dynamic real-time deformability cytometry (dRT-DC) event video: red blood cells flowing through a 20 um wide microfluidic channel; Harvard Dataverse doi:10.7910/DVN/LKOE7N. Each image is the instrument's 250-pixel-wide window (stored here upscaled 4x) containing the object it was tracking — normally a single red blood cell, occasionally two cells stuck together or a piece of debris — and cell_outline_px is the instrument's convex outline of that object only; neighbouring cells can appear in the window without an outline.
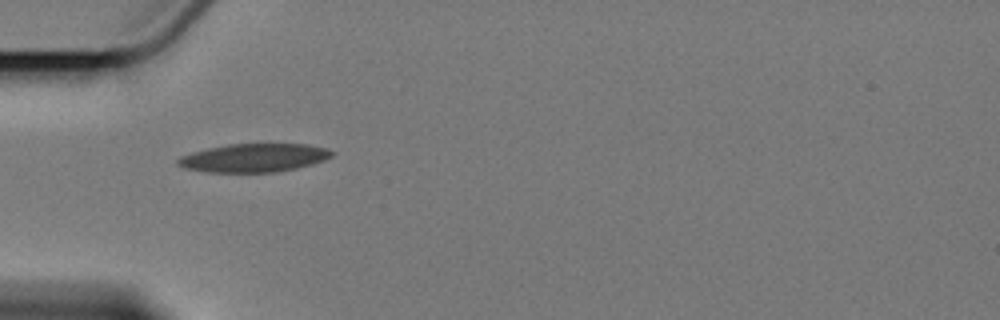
{"species": "Egyptian fruit bat (a non-hibernating species)", "species_latin": "Rousettus aegyptiacus", "temperature_condition": "cold", "stored_images_in_passage": 3, "camera_frame_rate_fps": 3000, "um_per_image_px": 0.085, "animal": {"sex": "female"}, "frame": {"image": 1, "passage_image": 1, "time_ms": 0.0, "image_size_px": [1000, 320], "cell_outline_px": [[332, 156], [324, 160], [312, 164], [296, 168], [276, 172], [204, 172], [184, 168], [176, 164], [176, 160], [180, 156], [192, 152], [208, 148], [228, 144], [304, 144], [328, 148], [332, 152]], "centroid_in_image_um": [21.54, 13.42], "position_along_channel_um": 63.5, "area_um2": 25.49}}
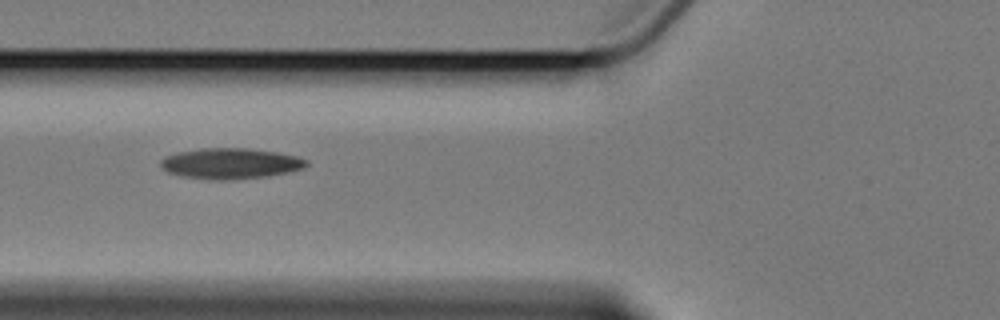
{"frame": {"image": 2, "passage_image": 2, "time_ms": 1.333, "image_size_px": [1000, 320], "cell_outline_px": [[308, 164], [304, 168], [288, 172], [268, 176], [224, 180], [216, 180], [180, 176], [168, 172], [160, 168], [160, 160], [164, 156], [176, 152], [200, 148], [244, 148], [276, 152], [296, 156], [308, 160]], "centroid_in_image_um": [19.54, 13.89], "position_along_channel_um": 106.3, "area_um2": 26.18}}
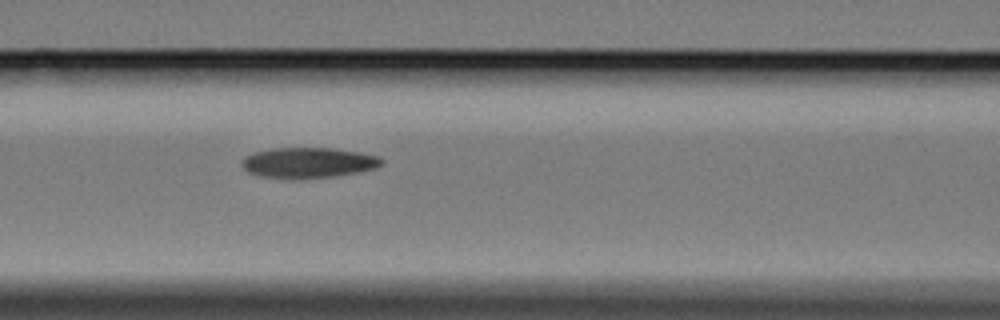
{"frame": {"image": 3, "passage_image": 3, "time_ms": 2.333, "image_size_px": [1000, 320], "cell_outline_px": [[384, 164], [376, 168], [336, 176], [300, 180], [292, 180], [260, 176], [248, 172], [240, 164], [240, 160], [244, 156], [252, 152], [272, 148], [332, 148], [360, 152], [380, 156], [384, 160]], "centroid_in_image_um": [26.18, 13.84], "position_along_channel_um": 140.4, "area_um2": 25.49}}